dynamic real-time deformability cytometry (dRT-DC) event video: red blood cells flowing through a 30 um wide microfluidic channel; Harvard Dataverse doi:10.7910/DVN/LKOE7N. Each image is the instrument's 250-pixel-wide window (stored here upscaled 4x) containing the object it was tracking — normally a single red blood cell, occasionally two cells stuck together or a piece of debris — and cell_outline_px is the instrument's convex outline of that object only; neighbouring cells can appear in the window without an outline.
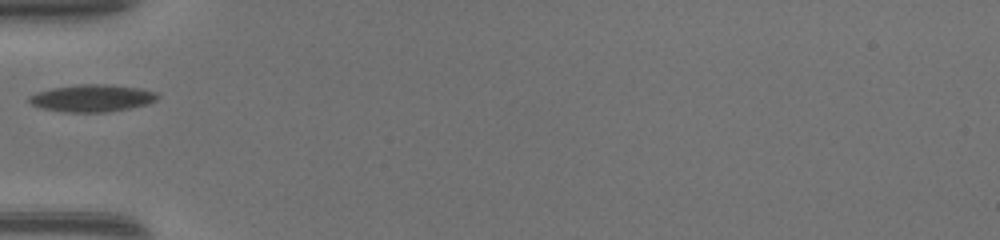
{"species": "common noctule bat (a hibernating species)", "species_latin": "Nyctalus noctula", "temperature_condition": "warm", "stored_images_in_passage": 33, "camera_frame_rate_fps": 3000, "um_per_image_px": 0.085, "animal": {"sex": "female", "body_mass_g": 17.0, "forearm_length_mm": 48.0}, "frame": {"image": 1, "passage_image": 1, "time_ms": 0.0, "image_size_px": [1000, 240], "cell_outline_px": [[160, 96], [156, 100], [148, 104], [108, 112], [64, 112], [40, 108], [32, 104], [28, 100], [28, 96], [36, 92], [52, 88], [80, 84], [108, 84], [140, 88], [156, 92]], "centroid_in_image_um": [7.82, 8.34], "position_along_channel_um": 77.2, "area_um2": 20.46}}
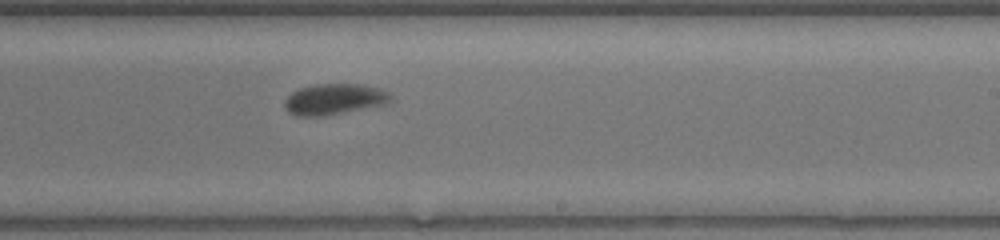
{"frame": {"image": 2, "passage_image": 14, "time_ms": 4.333, "image_size_px": [1000, 240], "cell_outline_px": [[392, 100], [388, 104], [324, 116], [296, 116], [288, 112], [284, 108], [284, 100], [292, 92], [300, 88], [316, 84], [364, 84], [380, 88], [388, 92], [392, 96]], "centroid_in_image_um": [28.43, 8.43], "position_along_channel_um": 260.6, "area_um2": 19.36}}
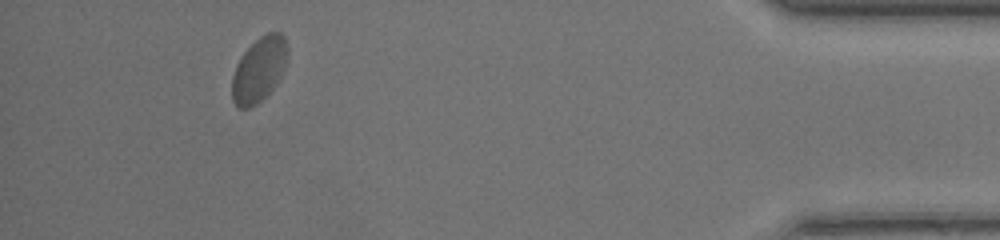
{"frame": {"image": 3, "passage_image": 29, "time_ms": 9.333, "image_size_px": [1000, 240], "cell_outline_px": [[288, 56], [284, 68], [276, 84], [256, 104], [248, 108], [240, 108], [232, 100], [232, 76], [236, 64], [244, 52], [260, 36], [268, 32], [280, 32], [284, 36], [288, 48]], "centroid_in_image_um": [22.02, 5.89], "position_along_channel_um": 413.2, "area_um2": 20.75}}